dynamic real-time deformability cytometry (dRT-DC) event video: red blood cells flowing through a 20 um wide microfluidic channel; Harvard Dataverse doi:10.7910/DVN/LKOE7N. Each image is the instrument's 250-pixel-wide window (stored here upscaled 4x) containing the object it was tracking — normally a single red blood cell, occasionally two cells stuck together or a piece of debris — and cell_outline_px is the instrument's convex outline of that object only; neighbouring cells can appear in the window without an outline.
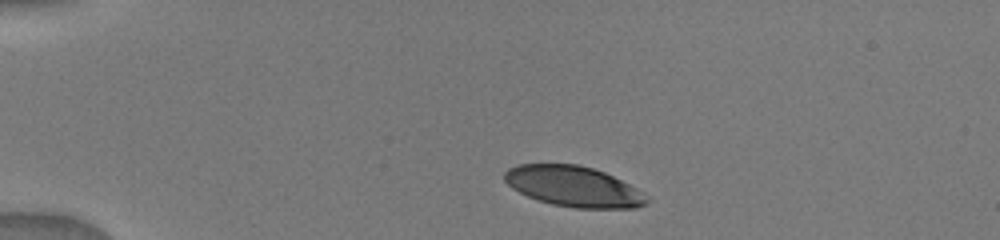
{"species": "human", "species_latin": "Homo sapiens", "temperature_condition": "warm", "stored_images_in_passage": 6, "camera_frame_rate_fps": 3000, "um_per_image_px": 0.085, "donor": {"sex": "male"}, "frame": {"image": 1, "passage_image": 1, "time_ms": 0.0, "image_size_px": [1000, 240], "cell_outline_px": [[652, 200], [636, 208], [576, 208], [552, 204], [528, 196], [512, 188], [504, 180], [504, 172], [508, 168], [520, 164], [580, 164], [604, 172], [636, 188], [648, 196]], "centroid_in_image_um": [48.76, 15.84], "position_along_channel_um": 36.2, "area_um2": 33.47}}
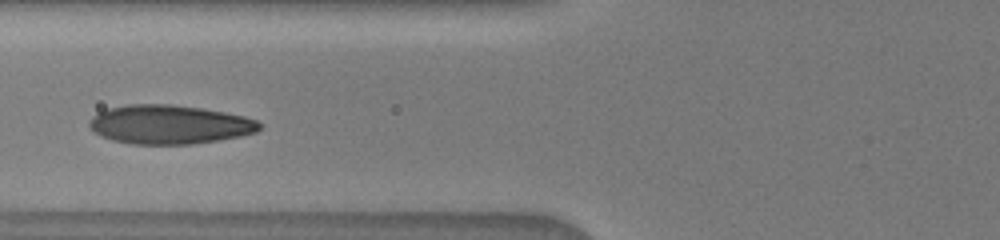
{"frame": {"image": 2, "passage_image": 4, "time_ms": 3.333, "image_size_px": [1000, 240], "cell_outline_px": [[260, 128], [256, 132], [240, 136], [192, 144], [132, 144], [112, 140], [100, 136], [88, 124], [88, 120], [92, 116], [108, 108], [128, 104], [172, 104], [200, 108], [224, 112], [244, 116], [256, 120], [260, 124]], "centroid_in_image_um": [14.37, 10.58], "position_along_channel_um": 111.4, "area_um2": 38.49}}
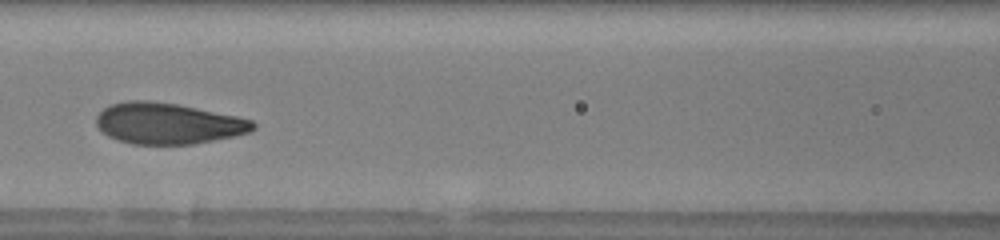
{"frame": {"image": 3, "passage_image": 5, "time_ms": 4.333, "image_size_px": [1000, 240], "cell_outline_px": [[256, 128], [252, 132], [192, 144], [132, 144], [116, 140], [108, 136], [96, 124], [96, 116], [108, 104], [128, 100], [148, 100], [176, 104], [236, 116], [252, 120], [256, 124]], "centroid_in_image_um": [14.25, 10.49], "position_along_channel_um": 152.3, "area_um2": 37.45}}